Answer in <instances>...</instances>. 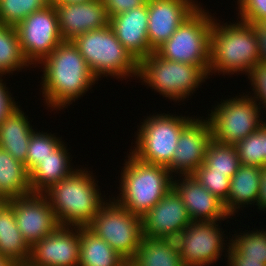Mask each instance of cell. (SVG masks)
Segmentation results:
<instances>
[{"label":"cell","mask_w":266,"mask_h":266,"mask_svg":"<svg viewBox=\"0 0 266 266\" xmlns=\"http://www.w3.org/2000/svg\"><path fill=\"white\" fill-rule=\"evenodd\" d=\"M3 75H0V123L19 106L9 89L6 87V83H3Z\"/></svg>","instance_id":"cell-38"},{"label":"cell","mask_w":266,"mask_h":266,"mask_svg":"<svg viewBox=\"0 0 266 266\" xmlns=\"http://www.w3.org/2000/svg\"><path fill=\"white\" fill-rule=\"evenodd\" d=\"M192 222L189 213L172 188L142 217L143 236L175 239Z\"/></svg>","instance_id":"cell-16"},{"label":"cell","mask_w":266,"mask_h":266,"mask_svg":"<svg viewBox=\"0 0 266 266\" xmlns=\"http://www.w3.org/2000/svg\"><path fill=\"white\" fill-rule=\"evenodd\" d=\"M208 76L200 66L163 59L156 52L139 62L141 82L173 102L191 96Z\"/></svg>","instance_id":"cell-6"},{"label":"cell","mask_w":266,"mask_h":266,"mask_svg":"<svg viewBox=\"0 0 266 266\" xmlns=\"http://www.w3.org/2000/svg\"><path fill=\"white\" fill-rule=\"evenodd\" d=\"M238 5V19L252 25L266 20V0H241Z\"/></svg>","instance_id":"cell-35"},{"label":"cell","mask_w":266,"mask_h":266,"mask_svg":"<svg viewBox=\"0 0 266 266\" xmlns=\"http://www.w3.org/2000/svg\"><path fill=\"white\" fill-rule=\"evenodd\" d=\"M6 203L13 209L18 229L30 248L60 226L44 194L31 193Z\"/></svg>","instance_id":"cell-13"},{"label":"cell","mask_w":266,"mask_h":266,"mask_svg":"<svg viewBox=\"0 0 266 266\" xmlns=\"http://www.w3.org/2000/svg\"><path fill=\"white\" fill-rule=\"evenodd\" d=\"M58 25L64 41L109 24V16L101 0L55 4Z\"/></svg>","instance_id":"cell-18"},{"label":"cell","mask_w":266,"mask_h":266,"mask_svg":"<svg viewBox=\"0 0 266 266\" xmlns=\"http://www.w3.org/2000/svg\"><path fill=\"white\" fill-rule=\"evenodd\" d=\"M29 66L32 68L22 52L15 27L0 23V75L22 72Z\"/></svg>","instance_id":"cell-28"},{"label":"cell","mask_w":266,"mask_h":266,"mask_svg":"<svg viewBox=\"0 0 266 266\" xmlns=\"http://www.w3.org/2000/svg\"><path fill=\"white\" fill-rule=\"evenodd\" d=\"M256 206H258L257 209L259 211H266V167H263L261 170L259 195Z\"/></svg>","instance_id":"cell-41"},{"label":"cell","mask_w":266,"mask_h":266,"mask_svg":"<svg viewBox=\"0 0 266 266\" xmlns=\"http://www.w3.org/2000/svg\"><path fill=\"white\" fill-rule=\"evenodd\" d=\"M197 0H148L147 36L155 52L199 6Z\"/></svg>","instance_id":"cell-17"},{"label":"cell","mask_w":266,"mask_h":266,"mask_svg":"<svg viewBox=\"0 0 266 266\" xmlns=\"http://www.w3.org/2000/svg\"><path fill=\"white\" fill-rule=\"evenodd\" d=\"M110 17L130 11L147 3L148 0H101Z\"/></svg>","instance_id":"cell-37"},{"label":"cell","mask_w":266,"mask_h":266,"mask_svg":"<svg viewBox=\"0 0 266 266\" xmlns=\"http://www.w3.org/2000/svg\"><path fill=\"white\" fill-rule=\"evenodd\" d=\"M209 13L200 5L155 52L163 59L200 66L208 74L214 21Z\"/></svg>","instance_id":"cell-7"},{"label":"cell","mask_w":266,"mask_h":266,"mask_svg":"<svg viewBox=\"0 0 266 266\" xmlns=\"http://www.w3.org/2000/svg\"><path fill=\"white\" fill-rule=\"evenodd\" d=\"M62 142L50 155L42 159L30 172L29 182L32 193L43 194L52 185L70 176L75 170L70 162L71 155Z\"/></svg>","instance_id":"cell-21"},{"label":"cell","mask_w":266,"mask_h":266,"mask_svg":"<svg viewBox=\"0 0 266 266\" xmlns=\"http://www.w3.org/2000/svg\"><path fill=\"white\" fill-rule=\"evenodd\" d=\"M178 178L173 177L172 188L183 201L192 221H224L230 218L224 203L211 194L194 175H180Z\"/></svg>","instance_id":"cell-19"},{"label":"cell","mask_w":266,"mask_h":266,"mask_svg":"<svg viewBox=\"0 0 266 266\" xmlns=\"http://www.w3.org/2000/svg\"><path fill=\"white\" fill-rule=\"evenodd\" d=\"M0 255L18 266H25L30 257V246L23 239L13 209L7 203L0 208Z\"/></svg>","instance_id":"cell-25"},{"label":"cell","mask_w":266,"mask_h":266,"mask_svg":"<svg viewBox=\"0 0 266 266\" xmlns=\"http://www.w3.org/2000/svg\"><path fill=\"white\" fill-rule=\"evenodd\" d=\"M251 230L245 229V232L232 235L230 239V244L247 259L263 260L266 264V230L263 228L261 230ZM248 231V232H247ZM234 236V237H233Z\"/></svg>","instance_id":"cell-31"},{"label":"cell","mask_w":266,"mask_h":266,"mask_svg":"<svg viewBox=\"0 0 266 266\" xmlns=\"http://www.w3.org/2000/svg\"><path fill=\"white\" fill-rule=\"evenodd\" d=\"M218 221L221 223L222 220L192 221L175 238L185 266H209L220 260L225 246H230V240L227 245L223 238L225 231H221Z\"/></svg>","instance_id":"cell-11"},{"label":"cell","mask_w":266,"mask_h":266,"mask_svg":"<svg viewBox=\"0 0 266 266\" xmlns=\"http://www.w3.org/2000/svg\"><path fill=\"white\" fill-rule=\"evenodd\" d=\"M6 202H7V201H6L4 198L0 197V208H1Z\"/></svg>","instance_id":"cell-45"},{"label":"cell","mask_w":266,"mask_h":266,"mask_svg":"<svg viewBox=\"0 0 266 266\" xmlns=\"http://www.w3.org/2000/svg\"><path fill=\"white\" fill-rule=\"evenodd\" d=\"M227 249V253L225 252V254L226 257H228V263L226 266H266L263 260L247 259V257H243L231 244Z\"/></svg>","instance_id":"cell-39"},{"label":"cell","mask_w":266,"mask_h":266,"mask_svg":"<svg viewBox=\"0 0 266 266\" xmlns=\"http://www.w3.org/2000/svg\"><path fill=\"white\" fill-rule=\"evenodd\" d=\"M256 27V36L259 48V64L266 65V29L261 25H254Z\"/></svg>","instance_id":"cell-40"},{"label":"cell","mask_w":266,"mask_h":266,"mask_svg":"<svg viewBox=\"0 0 266 266\" xmlns=\"http://www.w3.org/2000/svg\"><path fill=\"white\" fill-rule=\"evenodd\" d=\"M92 0H51V4H61V3H79V2H87Z\"/></svg>","instance_id":"cell-43"},{"label":"cell","mask_w":266,"mask_h":266,"mask_svg":"<svg viewBox=\"0 0 266 266\" xmlns=\"http://www.w3.org/2000/svg\"><path fill=\"white\" fill-rule=\"evenodd\" d=\"M261 170L262 168L257 166L241 164L233 175L228 200L224 203L225 210L230 216L236 215L240 208L243 210L246 205H257Z\"/></svg>","instance_id":"cell-23"},{"label":"cell","mask_w":266,"mask_h":266,"mask_svg":"<svg viewBox=\"0 0 266 266\" xmlns=\"http://www.w3.org/2000/svg\"><path fill=\"white\" fill-rule=\"evenodd\" d=\"M217 21L220 20L214 18L208 75L212 77L217 72L224 76L240 73L249 76L259 64L256 27L241 20L229 24Z\"/></svg>","instance_id":"cell-2"},{"label":"cell","mask_w":266,"mask_h":266,"mask_svg":"<svg viewBox=\"0 0 266 266\" xmlns=\"http://www.w3.org/2000/svg\"><path fill=\"white\" fill-rule=\"evenodd\" d=\"M31 193L29 173L24 163L0 148V197L7 201Z\"/></svg>","instance_id":"cell-26"},{"label":"cell","mask_w":266,"mask_h":266,"mask_svg":"<svg viewBox=\"0 0 266 266\" xmlns=\"http://www.w3.org/2000/svg\"><path fill=\"white\" fill-rule=\"evenodd\" d=\"M87 228L127 261L137 252L143 238L142 218L130 213L113 198L106 200Z\"/></svg>","instance_id":"cell-10"},{"label":"cell","mask_w":266,"mask_h":266,"mask_svg":"<svg viewBox=\"0 0 266 266\" xmlns=\"http://www.w3.org/2000/svg\"><path fill=\"white\" fill-rule=\"evenodd\" d=\"M109 25L120 43L138 62L154 52L147 36L148 1L138 8L110 17Z\"/></svg>","instance_id":"cell-20"},{"label":"cell","mask_w":266,"mask_h":266,"mask_svg":"<svg viewBox=\"0 0 266 266\" xmlns=\"http://www.w3.org/2000/svg\"><path fill=\"white\" fill-rule=\"evenodd\" d=\"M62 142L61 137H56L54 134L43 131L38 132L36 129L29 140L27 159L24 162L28 173Z\"/></svg>","instance_id":"cell-32"},{"label":"cell","mask_w":266,"mask_h":266,"mask_svg":"<svg viewBox=\"0 0 266 266\" xmlns=\"http://www.w3.org/2000/svg\"><path fill=\"white\" fill-rule=\"evenodd\" d=\"M15 29L22 52L34 68L64 41L59 31L57 12L53 4L33 12Z\"/></svg>","instance_id":"cell-12"},{"label":"cell","mask_w":266,"mask_h":266,"mask_svg":"<svg viewBox=\"0 0 266 266\" xmlns=\"http://www.w3.org/2000/svg\"><path fill=\"white\" fill-rule=\"evenodd\" d=\"M80 227L59 226L30 248L25 266H78Z\"/></svg>","instance_id":"cell-14"},{"label":"cell","mask_w":266,"mask_h":266,"mask_svg":"<svg viewBox=\"0 0 266 266\" xmlns=\"http://www.w3.org/2000/svg\"><path fill=\"white\" fill-rule=\"evenodd\" d=\"M87 170L77 168L43 193L60 226L87 227L106 202L97 185L99 181Z\"/></svg>","instance_id":"cell-3"},{"label":"cell","mask_w":266,"mask_h":266,"mask_svg":"<svg viewBox=\"0 0 266 266\" xmlns=\"http://www.w3.org/2000/svg\"><path fill=\"white\" fill-rule=\"evenodd\" d=\"M252 91L251 95L266 110V65L256 66L248 76Z\"/></svg>","instance_id":"cell-36"},{"label":"cell","mask_w":266,"mask_h":266,"mask_svg":"<svg viewBox=\"0 0 266 266\" xmlns=\"http://www.w3.org/2000/svg\"><path fill=\"white\" fill-rule=\"evenodd\" d=\"M50 5L51 0H0V23L16 27L33 12Z\"/></svg>","instance_id":"cell-30"},{"label":"cell","mask_w":266,"mask_h":266,"mask_svg":"<svg viewBox=\"0 0 266 266\" xmlns=\"http://www.w3.org/2000/svg\"><path fill=\"white\" fill-rule=\"evenodd\" d=\"M78 48L94 77L138 78L139 62L120 43L110 25L76 36Z\"/></svg>","instance_id":"cell-5"},{"label":"cell","mask_w":266,"mask_h":266,"mask_svg":"<svg viewBox=\"0 0 266 266\" xmlns=\"http://www.w3.org/2000/svg\"><path fill=\"white\" fill-rule=\"evenodd\" d=\"M263 153H264V167H266V123L263 125Z\"/></svg>","instance_id":"cell-44"},{"label":"cell","mask_w":266,"mask_h":266,"mask_svg":"<svg viewBox=\"0 0 266 266\" xmlns=\"http://www.w3.org/2000/svg\"><path fill=\"white\" fill-rule=\"evenodd\" d=\"M261 25L266 29V20L261 23Z\"/></svg>","instance_id":"cell-46"},{"label":"cell","mask_w":266,"mask_h":266,"mask_svg":"<svg viewBox=\"0 0 266 266\" xmlns=\"http://www.w3.org/2000/svg\"><path fill=\"white\" fill-rule=\"evenodd\" d=\"M38 65L43 100L53 110L67 108L98 81L72 41H63Z\"/></svg>","instance_id":"cell-1"},{"label":"cell","mask_w":266,"mask_h":266,"mask_svg":"<svg viewBox=\"0 0 266 266\" xmlns=\"http://www.w3.org/2000/svg\"><path fill=\"white\" fill-rule=\"evenodd\" d=\"M78 266H127L128 261L87 227H80Z\"/></svg>","instance_id":"cell-27"},{"label":"cell","mask_w":266,"mask_h":266,"mask_svg":"<svg viewBox=\"0 0 266 266\" xmlns=\"http://www.w3.org/2000/svg\"><path fill=\"white\" fill-rule=\"evenodd\" d=\"M211 140L209 121L202 117L193 118L182 129L172 163L167 167L171 175H193L205 162L207 147Z\"/></svg>","instance_id":"cell-15"},{"label":"cell","mask_w":266,"mask_h":266,"mask_svg":"<svg viewBox=\"0 0 266 266\" xmlns=\"http://www.w3.org/2000/svg\"><path fill=\"white\" fill-rule=\"evenodd\" d=\"M242 165L264 167L263 126L235 145Z\"/></svg>","instance_id":"cell-33"},{"label":"cell","mask_w":266,"mask_h":266,"mask_svg":"<svg viewBox=\"0 0 266 266\" xmlns=\"http://www.w3.org/2000/svg\"><path fill=\"white\" fill-rule=\"evenodd\" d=\"M194 117L157 113L143 119L130 152L139 160L168 167L172 163L182 129Z\"/></svg>","instance_id":"cell-8"},{"label":"cell","mask_w":266,"mask_h":266,"mask_svg":"<svg viewBox=\"0 0 266 266\" xmlns=\"http://www.w3.org/2000/svg\"><path fill=\"white\" fill-rule=\"evenodd\" d=\"M25 114L20 106H17L0 123V148L22 163L27 159L29 140L35 131Z\"/></svg>","instance_id":"cell-22"},{"label":"cell","mask_w":266,"mask_h":266,"mask_svg":"<svg viewBox=\"0 0 266 266\" xmlns=\"http://www.w3.org/2000/svg\"><path fill=\"white\" fill-rule=\"evenodd\" d=\"M129 266H185L180 258L175 239L143 236L137 252L128 261Z\"/></svg>","instance_id":"cell-24"},{"label":"cell","mask_w":266,"mask_h":266,"mask_svg":"<svg viewBox=\"0 0 266 266\" xmlns=\"http://www.w3.org/2000/svg\"><path fill=\"white\" fill-rule=\"evenodd\" d=\"M127 156L119 181L120 193L111 198L142 218L172 189L174 176L165 166L143 162L131 152Z\"/></svg>","instance_id":"cell-4"},{"label":"cell","mask_w":266,"mask_h":266,"mask_svg":"<svg viewBox=\"0 0 266 266\" xmlns=\"http://www.w3.org/2000/svg\"><path fill=\"white\" fill-rule=\"evenodd\" d=\"M0 266H18L11 259L0 255Z\"/></svg>","instance_id":"cell-42"},{"label":"cell","mask_w":266,"mask_h":266,"mask_svg":"<svg viewBox=\"0 0 266 266\" xmlns=\"http://www.w3.org/2000/svg\"><path fill=\"white\" fill-rule=\"evenodd\" d=\"M244 94L221 100L206 117L215 141L236 145L266 123L260 117L263 107L249 93Z\"/></svg>","instance_id":"cell-9"},{"label":"cell","mask_w":266,"mask_h":266,"mask_svg":"<svg viewBox=\"0 0 266 266\" xmlns=\"http://www.w3.org/2000/svg\"><path fill=\"white\" fill-rule=\"evenodd\" d=\"M195 178L219 200L225 203L230 193V180L226 173L213 172L202 164L193 174Z\"/></svg>","instance_id":"cell-34"},{"label":"cell","mask_w":266,"mask_h":266,"mask_svg":"<svg viewBox=\"0 0 266 266\" xmlns=\"http://www.w3.org/2000/svg\"><path fill=\"white\" fill-rule=\"evenodd\" d=\"M213 172L226 173L232 178L241 163L235 145L223 144L212 139L207 147L203 163Z\"/></svg>","instance_id":"cell-29"}]
</instances>
